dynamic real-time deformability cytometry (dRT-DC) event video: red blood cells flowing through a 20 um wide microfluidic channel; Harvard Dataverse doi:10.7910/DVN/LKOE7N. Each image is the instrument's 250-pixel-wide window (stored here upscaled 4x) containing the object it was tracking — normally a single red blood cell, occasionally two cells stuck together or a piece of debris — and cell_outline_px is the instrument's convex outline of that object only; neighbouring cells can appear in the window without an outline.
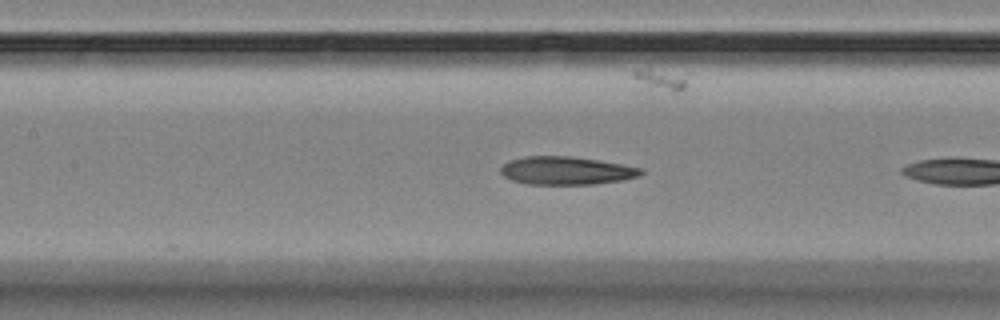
{"species": "Egyptian fruit bat (a non-hibernating species)", "species_latin": "Rousettus aegyptiacus", "temperature_condition": "room temperature", "stored_images_in_passage": 5, "camera_frame_rate_fps": 3000, "um_per_image_px": 0.085, "animal": {"sex": "female"}, "frame": {"image": 1, "passage_image": 5, "time_ms": 5.667, "image_size_px": [1000, 320], "cell_outline_px": [[644, 172], [640, 176], [624, 180], [596, 184], [528, 184], [512, 180], [504, 176], [500, 172], [500, 168], [508, 160], [524, 156], [568, 156], [596, 160], [644, 168]], "centroid_in_image_um": [48.14, 14.5], "position_along_channel_um": 159.3, "area_um2": 23.0}}